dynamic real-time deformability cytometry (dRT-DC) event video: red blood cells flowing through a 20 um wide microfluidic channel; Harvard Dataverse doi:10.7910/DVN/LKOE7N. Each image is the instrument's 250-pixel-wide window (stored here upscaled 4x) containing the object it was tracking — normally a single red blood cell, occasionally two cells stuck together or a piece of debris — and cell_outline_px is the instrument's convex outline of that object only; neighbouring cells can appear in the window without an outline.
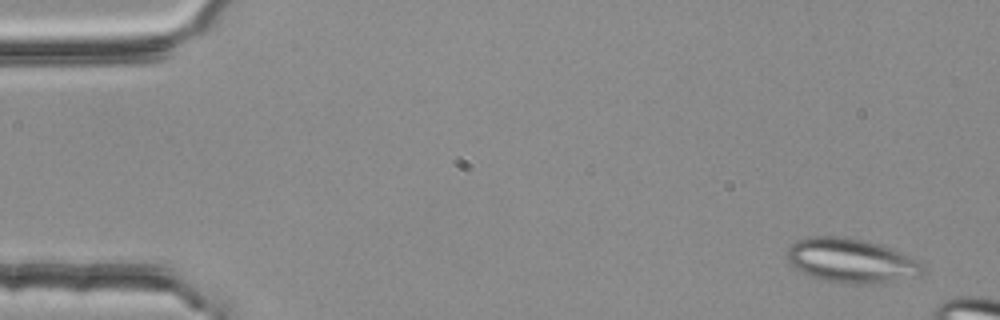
{"species": "common noctule bat (a hibernating species)", "species_latin": "Nyctalus noctula", "temperature_condition": "room temperature", "stored_images_in_passage": 3, "camera_frame_rate_fps": 3000, "um_per_image_px": 0.085, "animal": {"sex": "female", "body_mass_g": 25.1}, "frame": {"image": 1, "passage_image": 3, "time_ms": 0.667, "image_size_px": [1000, 320], "cell_outline_px": [[924, 272], [920, 276], [872, 284], [852, 284], [824, 280], [812, 276], [796, 268], [788, 260], [784, 252], [796, 240], [808, 236], [844, 236], [864, 240], [880, 244], [892, 248], [924, 264]], "centroid_in_image_um": [72.35, 22.14], "position_along_channel_um": 12.7, "area_um2": 35.08}}